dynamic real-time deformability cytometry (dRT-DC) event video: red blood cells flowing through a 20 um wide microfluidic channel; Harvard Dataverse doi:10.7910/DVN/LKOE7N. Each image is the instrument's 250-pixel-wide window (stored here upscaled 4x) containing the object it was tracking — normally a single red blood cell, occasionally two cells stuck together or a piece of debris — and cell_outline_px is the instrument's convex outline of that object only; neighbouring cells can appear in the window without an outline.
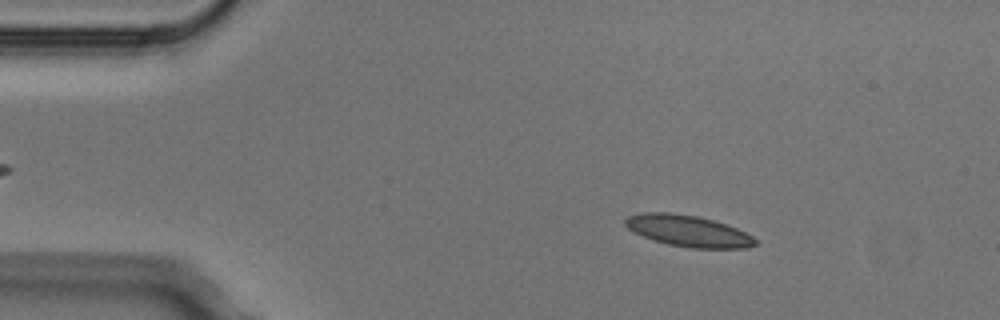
{"species": "Egyptian fruit bat (a non-hibernating species)", "species_latin": "Rousettus aegyptiacus", "temperature_condition": "cold", "stored_images_in_passage": 4, "camera_frame_rate_fps": 3000, "um_per_image_px": 0.085, "animal": {"sex": "male"}, "frame": {"image": 1, "passage_image": 2, "time_ms": 0.333, "image_size_px": [1000, 320], "cell_outline_px": [[756, 244], [748, 248], [692, 248], [668, 244], [652, 240], [632, 232], [624, 224], [624, 220], [628, 216], [644, 212], [668, 212], [696, 216], [712, 220], [736, 228], [752, 236], [756, 240]], "centroid_in_image_um": [58.45, 19.63], "position_along_channel_um": 26.6, "area_um2": 23.64}}
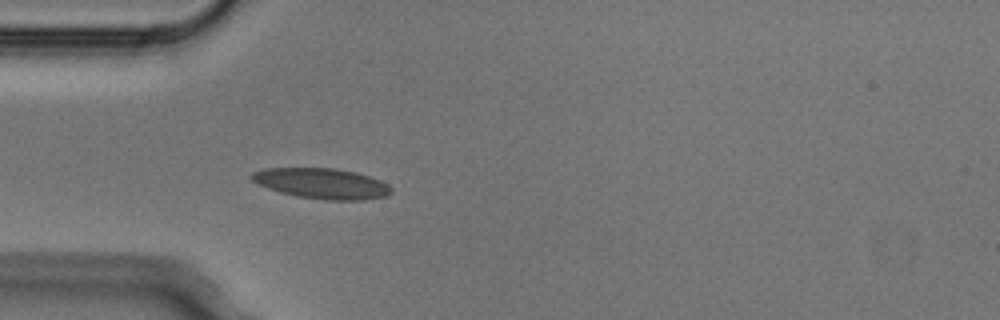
{"frame": {"image": 2, "passage_image": 4, "time_ms": 1.0, "image_size_px": [1000, 320], "cell_outline_px": [[392, 192], [388, 196], [364, 200], [324, 200], [296, 196], [280, 192], [268, 188], [252, 180], [248, 176], [252, 172], [264, 168], [332, 168], [356, 172], [380, 180], [388, 184], [392, 188]], "centroid_in_image_um": [27.37, 15.6], "position_along_channel_um": 57.6, "area_um2": 24.91}}